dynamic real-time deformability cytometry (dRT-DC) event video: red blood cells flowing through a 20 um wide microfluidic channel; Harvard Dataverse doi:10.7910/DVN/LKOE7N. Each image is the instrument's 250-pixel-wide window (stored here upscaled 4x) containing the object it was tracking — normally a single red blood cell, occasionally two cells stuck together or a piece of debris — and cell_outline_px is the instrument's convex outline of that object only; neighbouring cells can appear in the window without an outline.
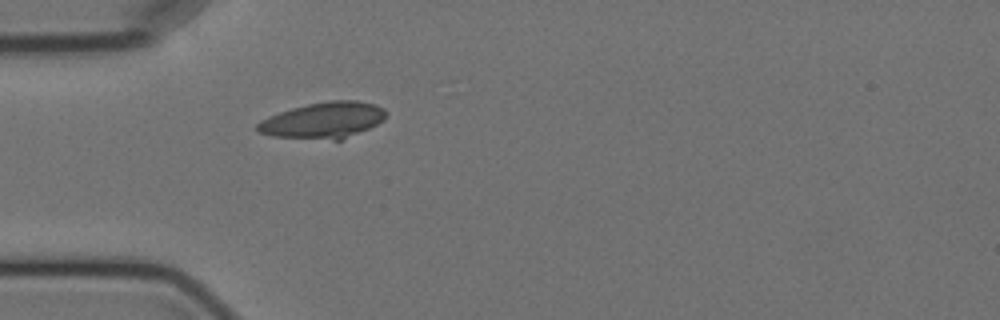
{"species": "Egyptian fruit bat (a non-hibernating species)", "species_latin": "Rousettus aegyptiacus", "temperature_condition": "cold", "stored_images_in_passage": 1, "camera_frame_rate_fps": 3000, "um_per_image_px": 0.085, "animal": {"sex": "female"}, "frame": {"image": 1, "passage_image": 1, "time_ms": 0.0, "image_size_px": [1000, 320], "cell_outline_px": [[388, 112], [384, 120], [368, 128], [340, 140], [332, 140], [272, 136], [260, 132], [256, 128], [256, 124], [260, 120], [268, 116], [292, 108], [308, 104], [328, 100], [356, 100], [376, 104], [384, 108]], "centroid_in_image_um": [27.5, 10.21], "position_along_channel_um": 57.5, "area_um2": 27.05}}